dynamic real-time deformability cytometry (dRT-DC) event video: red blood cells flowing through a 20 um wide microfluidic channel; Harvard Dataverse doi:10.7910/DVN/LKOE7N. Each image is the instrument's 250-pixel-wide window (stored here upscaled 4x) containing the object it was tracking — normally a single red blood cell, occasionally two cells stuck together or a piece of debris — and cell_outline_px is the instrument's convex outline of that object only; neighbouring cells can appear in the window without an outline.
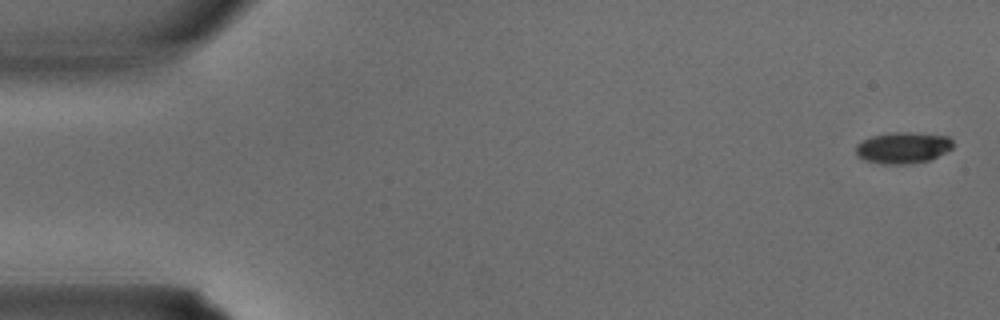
{"species": "common noctule bat (a hibernating species)", "species_latin": "Nyctalus noctula", "temperature_condition": "warm", "stored_images_in_passage": 34, "camera_frame_rate_fps": 3000, "um_per_image_px": 0.085, "animal": {"sex": "male", "body_mass_g": 15.6}, "frame": {"image": 1, "passage_image": 1, "time_ms": 0.0, "image_size_px": [1000, 320], "cell_outline_px": [[952, 148], [928, 160], [908, 164], [884, 164], [864, 160], [856, 156], [856, 144], [872, 136], [892, 132], [908, 132], [948, 136], [952, 140]], "centroid_in_image_um": [76.71, 12.55], "position_along_channel_um": 8.3, "area_um2": 17.57}}
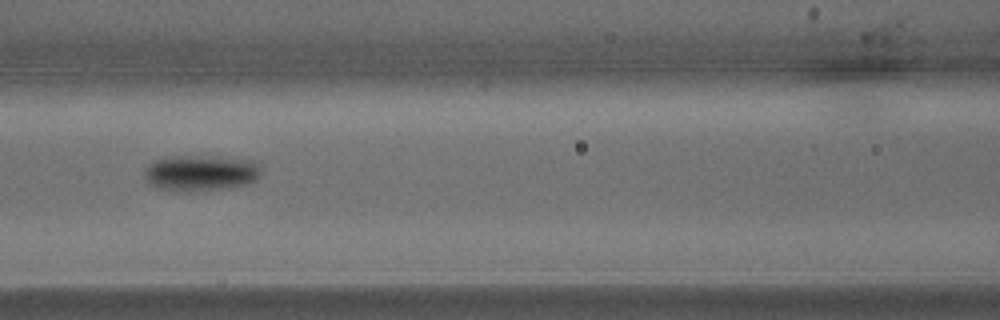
{"frame": {"image": 2, "passage_image": 15, "time_ms": 4.667, "image_size_px": [1000, 320], "cell_outline_px": [[260, 176], [256, 180], [244, 184], [224, 188], [184, 192], [176, 192], [160, 188], [152, 184], [144, 176], [144, 172], [148, 164], [152, 160], [164, 156], [196, 156], [252, 160], [260, 168]], "centroid_in_image_um": [16.99, 14.7], "position_along_channel_um": 149.6, "area_um2": 24.22}}
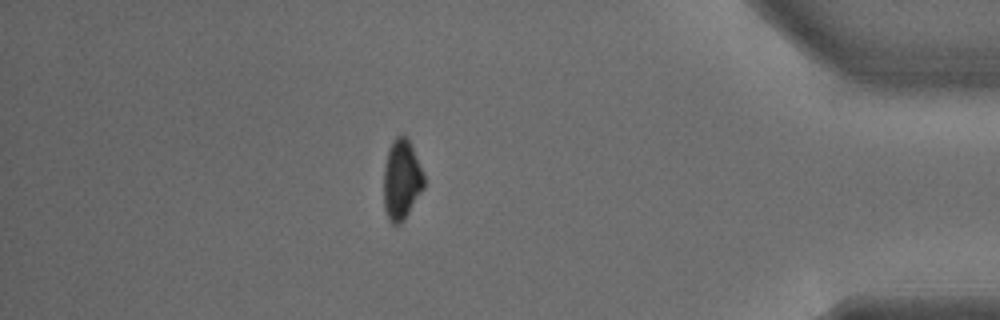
{"frame": {"image": 3, "passage_image": 30, "time_ms": 9.667, "image_size_px": [1000, 320], "cell_outline_px": [[424, 188], [404, 220], [400, 224], [392, 224], [388, 220], [384, 208], [384, 168], [388, 148], [396, 136], [408, 136], [424, 172]], "centroid_in_image_um": [34.14, 15.27], "position_along_channel_um": 401.1, "area_um2": 19.07}}